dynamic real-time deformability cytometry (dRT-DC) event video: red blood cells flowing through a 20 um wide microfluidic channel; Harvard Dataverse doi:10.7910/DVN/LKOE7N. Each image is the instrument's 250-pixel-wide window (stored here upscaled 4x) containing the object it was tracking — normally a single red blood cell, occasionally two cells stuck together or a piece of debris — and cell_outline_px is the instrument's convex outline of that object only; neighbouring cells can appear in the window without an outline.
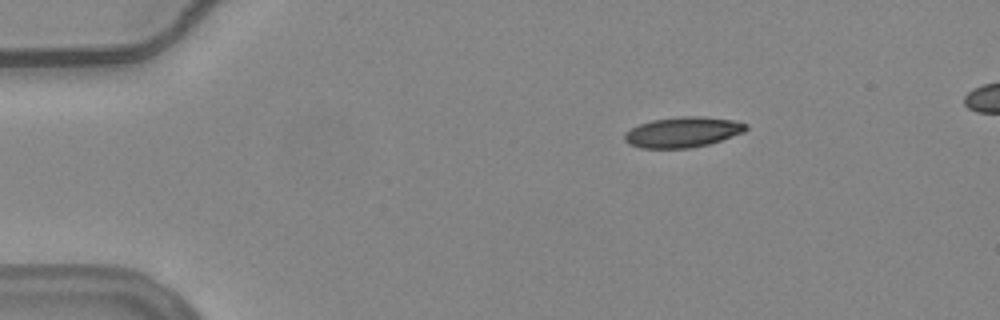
{"species": "common noctule bat (a hibernating species)", "species_latin": "Nyctalus noctula", "temperature_condition": "warm", "stored_images_in_passage": 47, "camera_frame_rate_fps": 3000, "um_per_image_px": 0.085, "animal": {"sex": "female", "body_mass_g": 24.6, "forearm_length_mm": 56.2}, "frame": {"image": 1, "passage_image": 1, "time_ms": 0.0, "image_size_px": [1000, 320], "cell_outline_px": [[748, 128], [744, 132], [708, 144], [688, 148], [640, 148], [628, 144], [624, 140], [624, 132], [640, 124], [652, 120], [680, 116], [704, 116], [732, 120], [748, 124]], "centroid_in_image_um": [58.01, 11.23], "position_along_channel_um": 27.0, "area_um2": 21.5}}
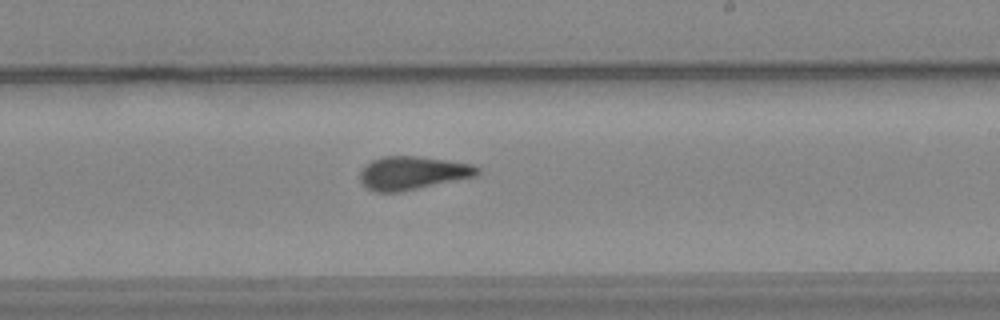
{"frame": {"image": 2, "passage_image": 25, "time_ms": 8.0, "image_size_px": [1000, 320], "cell_outline_px": [[480, 172], [476, 176], [404, 192], [376, 192], [368, 188], [360, 180], [360, 172], [372, 160], [384, 156], [416, 156], [472, 164], [480, 168]], "centroid_in_image_um": [35.09, 14.72], "position_along_channel_um": 253.9, "area_um2": 22.72}}
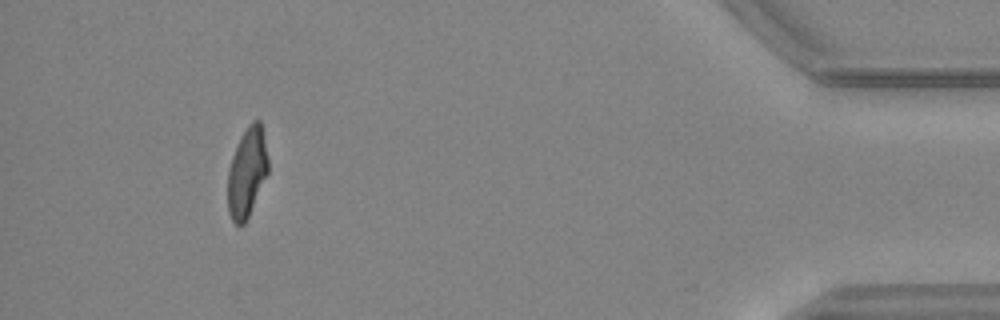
{"frame": {"image": 3, "passage_image": 43, "time_ms": 14.0, "image_size_px": [1000, 320], "cell_outline_px": [[268, 172], [248, 216], [244, 224], [236, 224], [232, 220], [228, 212], [228, 168], [232, 156], [240, 136], [248, 124], [252, 120], [260, 120], [264, 136], [268, 160]], "centroid_in_image_um": [20.98, 14.61], "position_along_channel_um": 414.2, "area_um2": 20.92}}